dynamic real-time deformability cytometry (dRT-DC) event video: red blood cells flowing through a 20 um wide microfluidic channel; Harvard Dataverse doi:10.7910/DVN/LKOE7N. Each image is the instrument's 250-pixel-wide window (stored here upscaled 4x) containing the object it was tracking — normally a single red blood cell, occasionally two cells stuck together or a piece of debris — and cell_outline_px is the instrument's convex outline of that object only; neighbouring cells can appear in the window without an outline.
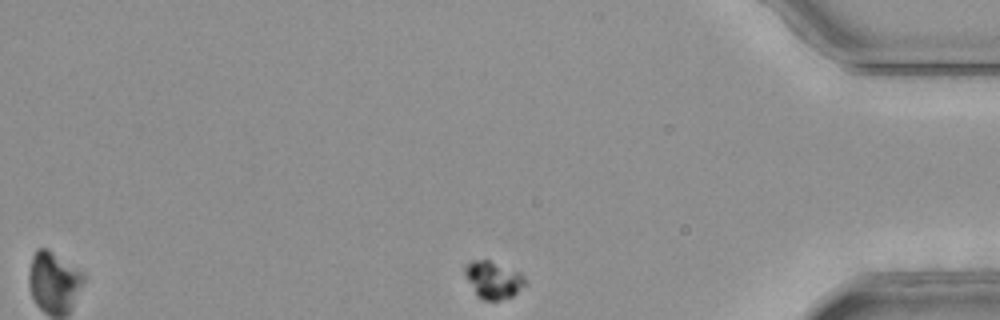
{"species": "common noctule bat (a hibernating species)", "species_latin": "Nyctalus noctula", "temperature_condition": "room temperature", "stored_images_in_passage": 34, "camera_frame_rate_fps": 3000, "um_per_image_px": 0.085, "animal": {"sex": "female", "body_mass_g": 25.1}, "frame": {"image": 1, "passage_image": 34, "time_ms": 11.0, "image_size_px": [1000, 320], "cell_outline_px": [[528, 284], [512, 296], [500, 300], [484, 300], [476, 296], [464, 276], [464, 264], [472, 260], [488, 260], [520, 272], [524, 276]], "centroid_in_image_um": [41.91, 23.79], "position_along_channel_um": 393.3, "area_um2": 13.35}, "authors_computed_cell_mechanics": {"area_um2": 13.0917, "velocity_mm_per_s": 3.5384, "shape_relaxation_time_tau1_ms": 1.505, "shape_relaxation_time_tau2_ms": null, "deformation_change_tau1": 0.0385, "deformation_change_tau2": null}}